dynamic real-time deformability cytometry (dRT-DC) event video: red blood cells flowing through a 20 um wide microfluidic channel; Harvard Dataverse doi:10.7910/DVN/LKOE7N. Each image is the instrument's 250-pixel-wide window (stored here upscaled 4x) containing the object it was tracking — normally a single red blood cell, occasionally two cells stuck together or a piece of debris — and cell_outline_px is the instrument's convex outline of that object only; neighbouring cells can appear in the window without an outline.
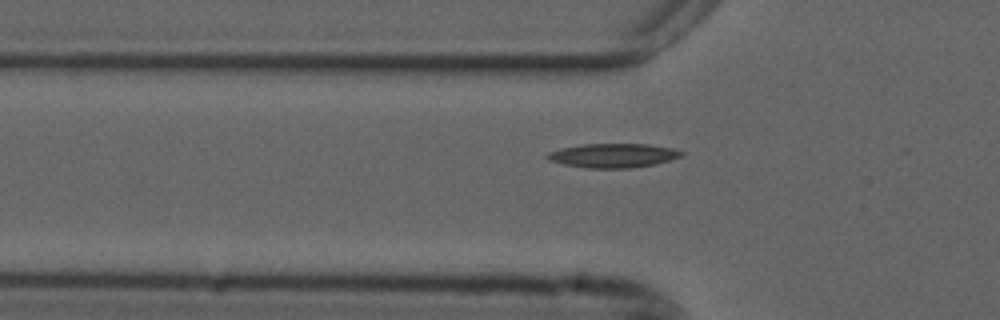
{"species": "common noctule bat (a hibernating species)", "species_latin": "Nyctalus noctula", "temperature_condition": "cold", "stored_images_in_passage": 41, "camera_frame_rate_fps": 3000, "um_per_image_px": 0.085, "animal": {"sex": "male", "forearm_length_mm": 52.5}, "frame": {"image": 1, "passage_image": 6, "time_ms": 1.667, "image_size_px": [1000, 320], "cell_outline_px": [[684, 156], [656, 164], [632, 168], [588, 168], [564, 164], [548, 160], [544, 156], [548, 152], [564, 148], [584, 144], [648, 144], [672, 148], [684, 152]], "centroid_in_image_um": [52.15, 13.22], "position_along_channel_um": 73.7, "area_um2": 18.84}}
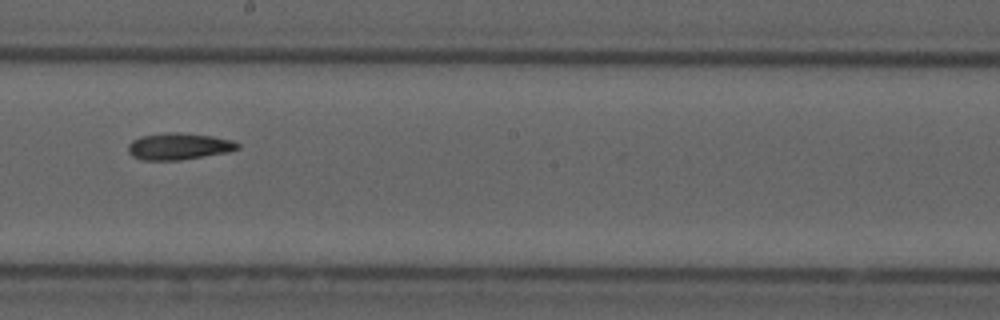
{"frame": {"image": 2, "passage_image": 19, "time_ms": 6.0, "image_size_px": [1000, 320], "cell_outline_px": [[240, 148], [228, 152], [180, 160], [140, 160], [132, 156], [128, 152], [128, 144], [132, 140], [140, 136], [168, 132], [180, 132], [212, 136], [232, 140], [240, 144]], "centroid_in_image_um": [15.18, 12.44], "position_along_channel_um": 233.0, "area_um2": 17.17}}
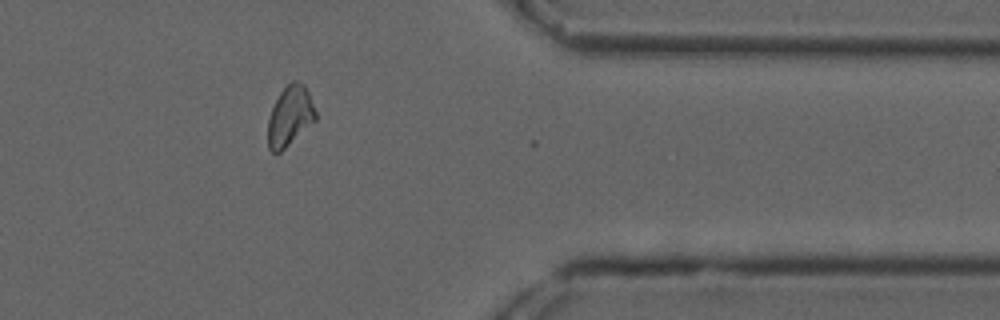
{"frame": {"image": 3, "passage_image": 33, "time_ms": 10.667, "image_size_px": [1000, 320], "cell_outline_px": [[316, 120], [280, 152], [272, 152], [268, 148], [268, 120], [272, 108], [280, 92], [292, 80], [296, 80], [304, 84], [308, 92], [316, 112]], "centroid_in_image_um": [24.64, 9.86], "position_along_channel_um": 386.8, "area_um2": 16.47}}